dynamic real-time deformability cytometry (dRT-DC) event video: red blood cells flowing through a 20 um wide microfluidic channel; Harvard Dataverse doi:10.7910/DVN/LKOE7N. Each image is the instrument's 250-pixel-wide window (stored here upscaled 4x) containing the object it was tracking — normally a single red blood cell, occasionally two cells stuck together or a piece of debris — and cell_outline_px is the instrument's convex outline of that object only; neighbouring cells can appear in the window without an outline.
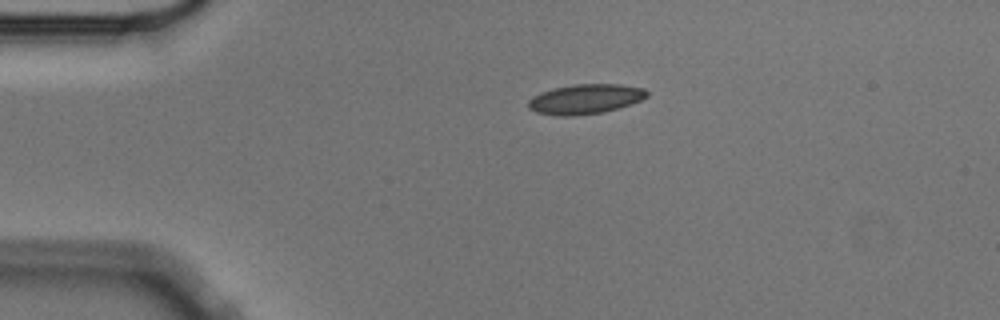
{"species": "Egyptian fruit bat (a non-hibernating species)", "species_latin": "Rousettus aegyptiacus", "temperature_condition": "cold", "stored_images_in_passage": 2, "camera_frame_rate_fps": 3000, "um_per_image_px": 0.085, "animal": {"sex": "male"}, "frame": {"image": 1, "passage_image": 1, "time_ms": 0.0, "image_size_px": [1000, 320], "cell_outline_px": [[648, 96], [632, 104], [604, 112], [576, 116], [556, 116], [536, 112], [528, 108], [528, 100], [532, 96], [540, 92], [556, 88], [576, 84], [620, 84], [644, 88], [648, 92]], "centroid_in_image_um": [49.75, 8.43], "position_along_channel_um": 35.3, "area_um2": 20.75}}